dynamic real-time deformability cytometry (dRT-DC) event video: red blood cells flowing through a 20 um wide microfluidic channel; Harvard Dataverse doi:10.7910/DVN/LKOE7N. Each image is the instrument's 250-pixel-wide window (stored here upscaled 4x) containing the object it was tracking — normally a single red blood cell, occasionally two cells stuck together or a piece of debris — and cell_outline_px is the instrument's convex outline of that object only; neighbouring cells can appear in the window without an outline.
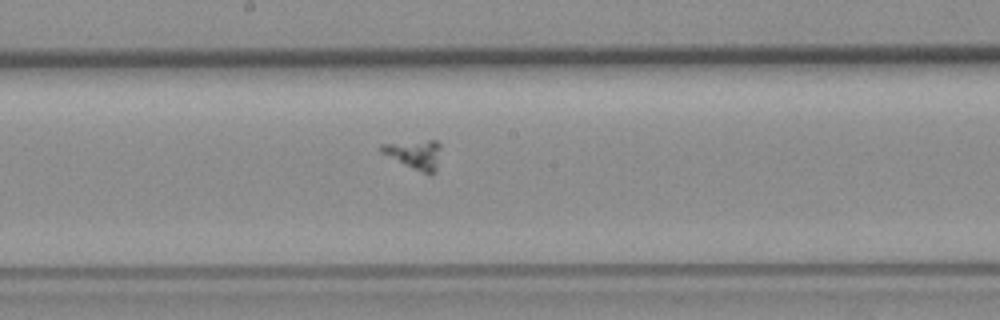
{"species": "common noctule bat (a hibernating species)", "species_latin": "Nyctalus noctula", "temperature_condition": "room temperature", "stored_images_in_passage": 47, "camera_frame_rate_fps": 3000, "um_per_image_px": 0.085, "animal": {"sex": "female", "body_mass_g": 19.3, "forearm_length_mm": 54.1}, "frame": {"image": 1, "passage_image": 21, "time_ms": 6.667, "image_size_px": [1000, 320], "cell_outline_px": [[440, 148], [436, 172], [428, 176], [380, 152], [380, 144], [428, 140], [436, 140], [440, 144]], "centroid_in_image_um": [35.27, 13.14], "position_along_channel_um": 212.9, "area_um2": 10.12}}